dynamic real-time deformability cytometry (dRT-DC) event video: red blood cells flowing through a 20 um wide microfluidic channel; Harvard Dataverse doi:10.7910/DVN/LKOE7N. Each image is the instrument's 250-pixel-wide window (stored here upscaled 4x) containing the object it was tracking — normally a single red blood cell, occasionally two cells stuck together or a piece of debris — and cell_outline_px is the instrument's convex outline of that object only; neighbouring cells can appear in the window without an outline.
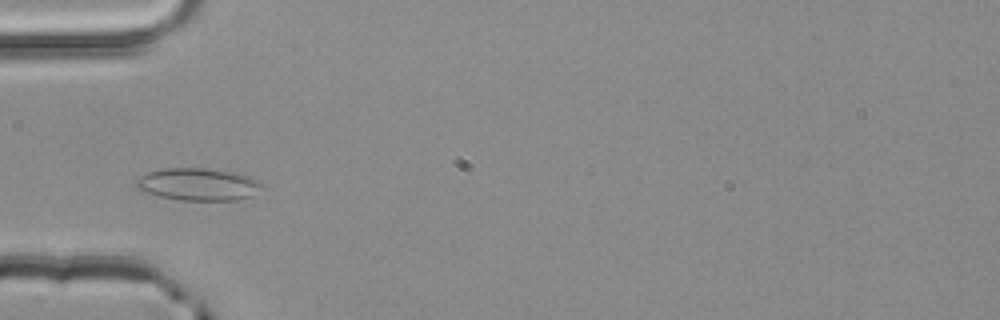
{"species": "common noctule bat (a hibernating species)", "species_latin": "Nyctalus noctula", "temperature_condition": "room temperature", "stored_images_in_passage": 3, "camera_frame_rate_fps": 3000, "um_per_image_px": 0.085, "animal": {"sex": "male", "body_mass_g": 20.4}, "frame": {"image": 1, "passage_image": 3, "time_ms": 0.667, "image_size_px": [1000, 320], "cell_outline_px": [[268, 188], [252, 196], [236, 200], [180, 200], [160, 196], [136, 188], [132, 184], [140, 176], [148, 172], [164, 168], [200, 168], [236, 172], [248, 176], [264, 184]], "centroid_in_image_um": [16.9, 15.67], "position_along_channel_um": 68.1, "area_um2": 23.99}}